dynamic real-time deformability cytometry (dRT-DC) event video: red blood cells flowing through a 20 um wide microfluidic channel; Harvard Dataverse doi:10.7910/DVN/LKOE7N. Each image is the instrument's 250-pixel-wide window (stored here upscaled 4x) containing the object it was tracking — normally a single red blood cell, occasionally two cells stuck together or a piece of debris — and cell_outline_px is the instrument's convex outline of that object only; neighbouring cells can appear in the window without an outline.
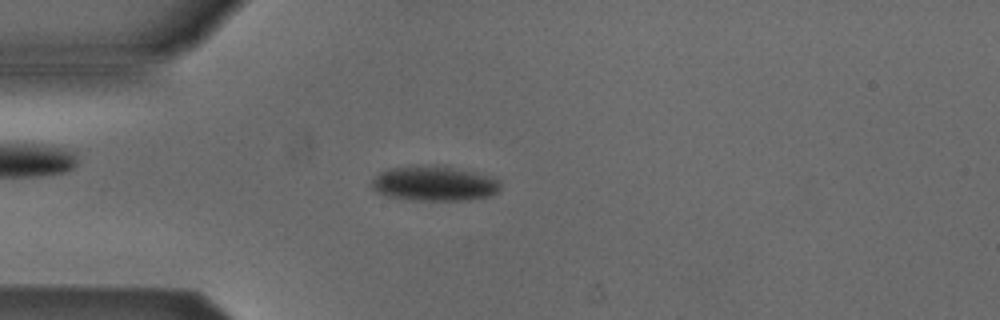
{"species": "Egyptian fruit bat (a non-hibernating species)", "species_latin": "Rousettus aegyptiacus", "temperature_condition": "cold", "stored_images_in_passage": 3, "camera_frame_rate_fps": 3000, "um_per_image_px": 0.085, "animal": {"sex": "male"}, "frame": {"image": 1, "passage_image": 2, "time_ms": 1.333, "image_size_px": [1000, 320], "cell_outline_px": [[500, 188], [492, 196], [460, 200], [412, 200], [388, 196], [376, 192], [372, 188], [372, 180], [380, 172], [388, 168], [416, 164], [444, 164], [500, 180]], "centroid_in_image_um": [36.87, 15.57], "position_along_channel_um": 48.1, "area_um2": 26.53}}